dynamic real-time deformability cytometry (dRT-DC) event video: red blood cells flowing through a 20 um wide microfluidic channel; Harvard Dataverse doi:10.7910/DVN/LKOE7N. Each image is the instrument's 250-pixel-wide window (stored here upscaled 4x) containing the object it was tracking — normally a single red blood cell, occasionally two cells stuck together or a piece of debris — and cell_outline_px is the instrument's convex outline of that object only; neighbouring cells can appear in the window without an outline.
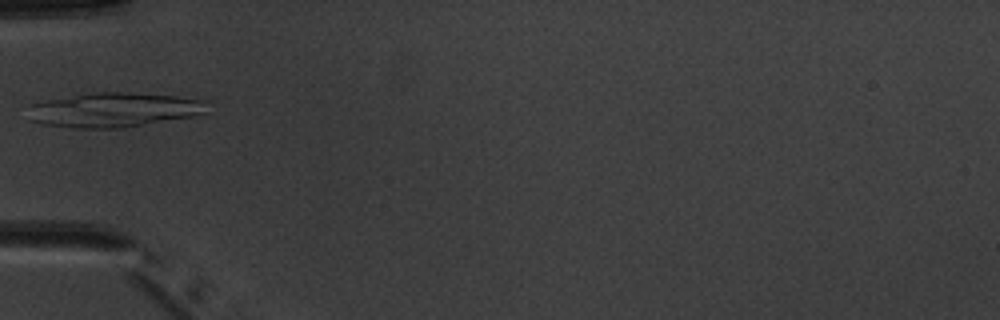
{"species": "common noctule bat (a hibernating species)", "species_latin": "Nyctalus noctula", "temperature_condition": "warm", "stored_images_in_passage": 6, "camera_frame_rate_fps": 3000, "um_per_image_px": 0.085, "animal": {"sex": "male", "body_mass_g": 20.1, "forearm_length_mm": 53.5}, "frame": {"image": 1, "passage_image": 6, "time_ms": 5.667, "image_size_px": [1000, 320], "cell_outline_px": [[208, 112], [192, 116], [124, 128], [72, 128], [40, 124], [28, 120], [28, 104], [48, 100], [96, 92], [124, 92], [176, 96], [204, 100]], "centroid_in_image_um": [9.62, 9.35], "position_along_channel_um": 75.4, "area_um2": 36.07}}